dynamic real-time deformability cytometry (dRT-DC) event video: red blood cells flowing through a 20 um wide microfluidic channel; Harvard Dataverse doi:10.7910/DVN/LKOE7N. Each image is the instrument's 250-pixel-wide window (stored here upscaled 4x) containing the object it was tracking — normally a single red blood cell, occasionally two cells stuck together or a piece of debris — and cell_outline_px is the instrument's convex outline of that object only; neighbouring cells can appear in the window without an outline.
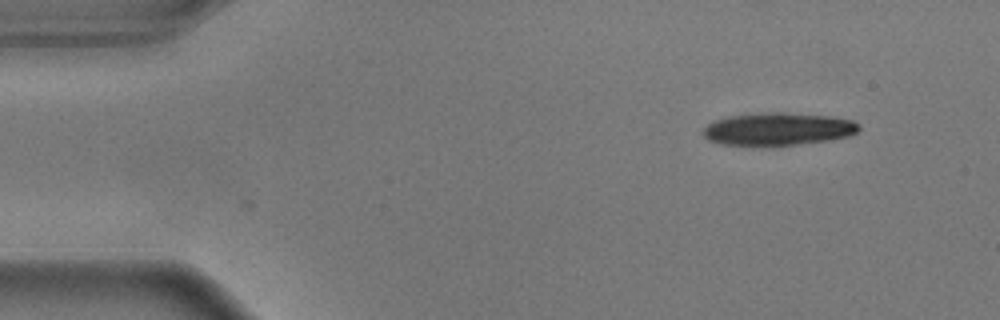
{"species": "common noctule bat (a hibernating species)", "species_latin": "Nyctalus noctula", "temperature_condition": "warm", "stored_images_in_passage": 3, "camera_frame_rate_fps": 3000, "um_per_image_px": 0.085, "animal": {"sex": "male", "body_mass_g": 17.9}, "frame": {"image": 1, "passage_image": 3, "time_ms": 0.667, "image_size_px": [1000, 320], "cell_outline_px": [[860, 128], [856, 132], [848, 136], [828, 140], [772, 148], [720, 144], [708, 140], [700, 132], [708, 124], [716, 120], [728, 116], [776, 112], [784, 112], [832, 116], [852, 120], [860, 124]], "centroid_in_image_um": [66.11, 11.0], "position_along_channel_um": 18.9, "area_um2": 30.4}}